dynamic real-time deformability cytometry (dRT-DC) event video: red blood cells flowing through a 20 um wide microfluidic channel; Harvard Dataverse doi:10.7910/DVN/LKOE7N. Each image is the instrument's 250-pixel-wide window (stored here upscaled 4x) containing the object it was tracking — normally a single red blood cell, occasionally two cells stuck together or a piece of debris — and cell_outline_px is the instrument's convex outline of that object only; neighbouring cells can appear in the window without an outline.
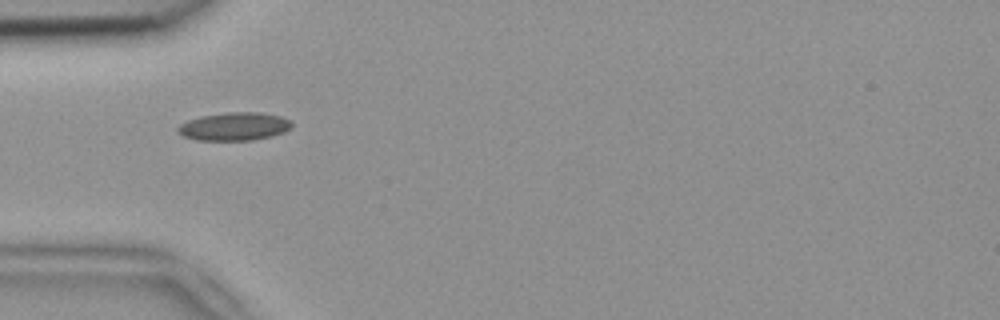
{"species": "common noctule bat (a hibernating species)", "species_latin": "Nyctalus noctula", "temperature_condition": "room temperature", "stored_images_in_passage": 4, "camera_frame_rate_fps": 3000, "um_per_image_px": 0.085, "animal": {"sex": "female", "body_mass_g": 18.4}, "frame": {"image": 1, "passage_image": 2, "time_ms": 0.333, "image_size_px": [1000, 320], "cell_outline_px": [[292, 128], [284, 132], [272, 136], [252, 140], [196, 140], [184, 136], [176, 132], [176, 128], [180, 124], [188, 120], [200, 116], [228, 112], [260, 112], [280, 116], [292, 120]], "centroid_in_image_um": [19.92, 10.74], "position_along_channel_um": 65.1, "area_um2": 18.84}}